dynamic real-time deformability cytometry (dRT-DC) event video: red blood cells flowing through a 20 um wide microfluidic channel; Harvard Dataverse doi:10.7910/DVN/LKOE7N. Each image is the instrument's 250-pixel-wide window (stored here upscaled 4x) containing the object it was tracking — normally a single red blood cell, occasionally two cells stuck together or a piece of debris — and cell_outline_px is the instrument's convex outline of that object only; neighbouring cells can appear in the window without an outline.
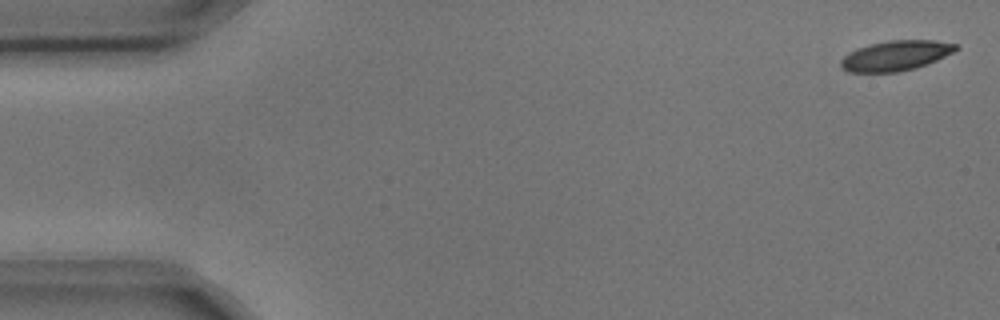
{"species": "common noctule bat (a hibernating species)", "species_latin": "Nyctalus noctula", "temperature_condition": "cold", "stored_images_in_passage": 6, "segment_of_instrument_passage": [1, 2], "camera_frame_rate_fps": 3000, "um_per_image_px": 0.085, "animal": {"sex": "male", "body_mass_g": 17.9, "forearm_length_mm": 54.2}, "frame": {"image": 1, "passage_image": 1, "time_ms": 0.0, "image_size_px": [1000, 320], "cell_outline_px": [[960, 48], [936, 60], [916, 68], [896, 72], [848, 72], [840, 68], [840, 60], [848, 52], [856, 48], [868, 44], [888, 40], [936, 40], [956, 44]], "centroid_in_image_um": [76.09, 4.72], "position_along_channel_um": 8.9, "area_um2": 20.29}}
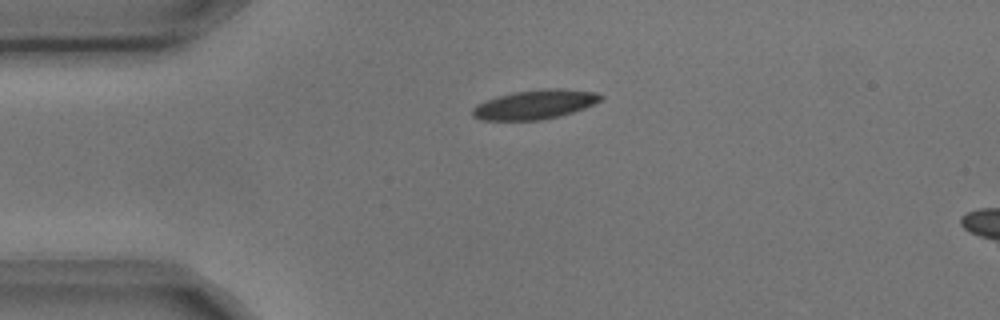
{"frame": {"image": 2, "passage_image": 4, "time_ms": 1.0, "image_size_px": [1000, 320], "cell_outline_px": [[604, 96], [600, 100], [584, 108], [560, 116], [540, 120], [480, 120], [472, 116], [472, 108], [476, 104], [484, 100], [512, 92], [544, 88], [564, 88], [596, 92]], "centroid_in_image_um": [45.44, 8.87], "position_along_channel_um": 39.6, "area_um2": 22.02}}